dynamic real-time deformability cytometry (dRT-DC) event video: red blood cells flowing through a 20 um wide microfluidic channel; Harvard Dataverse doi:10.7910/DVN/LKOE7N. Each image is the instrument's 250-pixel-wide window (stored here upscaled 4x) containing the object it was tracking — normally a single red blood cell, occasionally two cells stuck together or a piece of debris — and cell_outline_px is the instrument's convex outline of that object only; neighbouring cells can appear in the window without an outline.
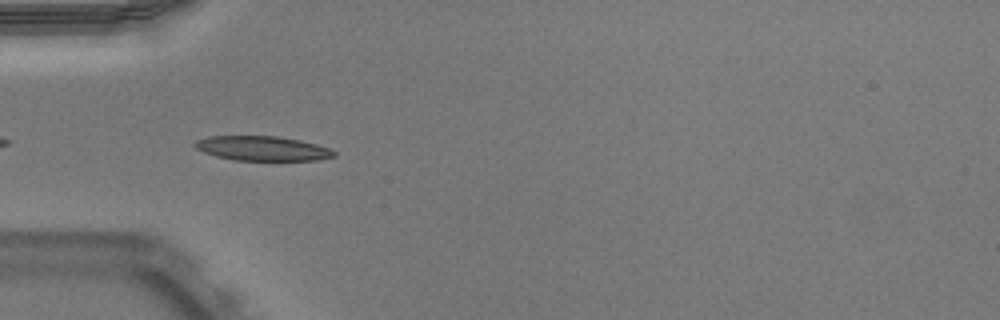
{"species": "Egyptian fruit bat (a non-hibernating species)", "species_latin": "Rousettus aegyptiacus", "temperature_condition": "warm", "stored_images_in_passage": 30, "camera_frame_rate_fps": 3000, "um_per_image_px": 0.085, "animal": {"sex": "male"}, "frame": {"image": 1, "passage_image": 4, "time_ms": 1.0, "image_size_px": [1000, 320], "cell_outline_px": [[336, 156], [316, 160], [232, 160], [216, 156], [204, 152], [196, 148], [192, 144], [196, 140], [208, 136], [276, 136], [300, 140], [332, 148], [336, 152]], "centroid_in_image_um": [22.31, 12.61], "position_along_channel_um": 62.7, "area_um2": 20.0}}
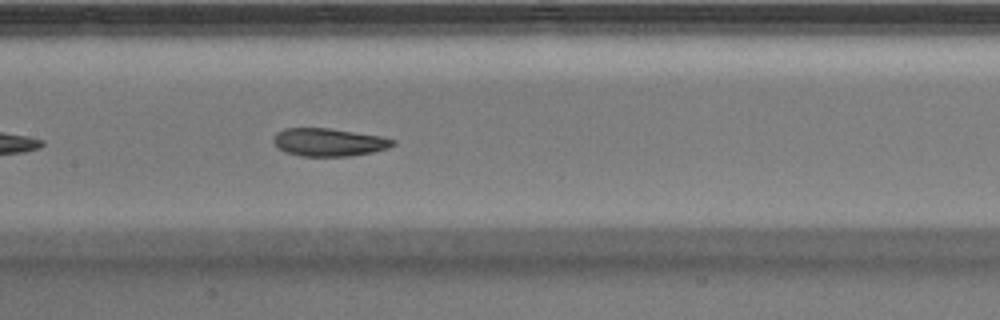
{"frame": {"image": 2, "passage_image": 13, "time_ms": 4.0, "image_size_px": [1000, 320], "cell_outline_px": [[396, 144], [388, 148], [372, 152], [348, 156], [300, 156], [284, 152], [272, 140], [276, 132], [284, 128], [332, 128], [384, 136], [396, 140]], "centroid_in_image_um": [27.98, 12.07], "position_along_channel_um": 179.4, "area_um2": 19.65}}
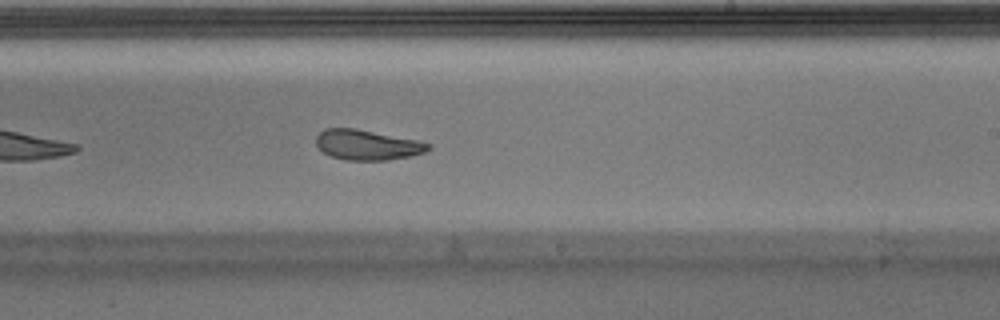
{"frame": {"image": 3, "passage_image": 19, "time_ms": 6.0, "image_size_px": [1000, 320], "cell_outline_px": [[432, 148], [424, 152], [408, 156], [388, 160], [344, 160], [332, 156], [324, 152], [316, 144], [316, 136], [324, 128], [356, 128], [416, 140], [432, 144]], "centroid_in_image_um": [31.21, 12.31], "position_along_channel_um": 257.8, "area_um2": 19.59}, "authors_computed_cell_mechanics": {"area_um2": 20.0566, "velocity_mm_per_s": 3.9318, "shape_relaxation_time_tau1_ms": 5.6388, "shape_relaxation_time_tau2_ms": 2.2016, "deformation_change_tau1": 0.1914, "deformation_change_tau2": 0.0958}}